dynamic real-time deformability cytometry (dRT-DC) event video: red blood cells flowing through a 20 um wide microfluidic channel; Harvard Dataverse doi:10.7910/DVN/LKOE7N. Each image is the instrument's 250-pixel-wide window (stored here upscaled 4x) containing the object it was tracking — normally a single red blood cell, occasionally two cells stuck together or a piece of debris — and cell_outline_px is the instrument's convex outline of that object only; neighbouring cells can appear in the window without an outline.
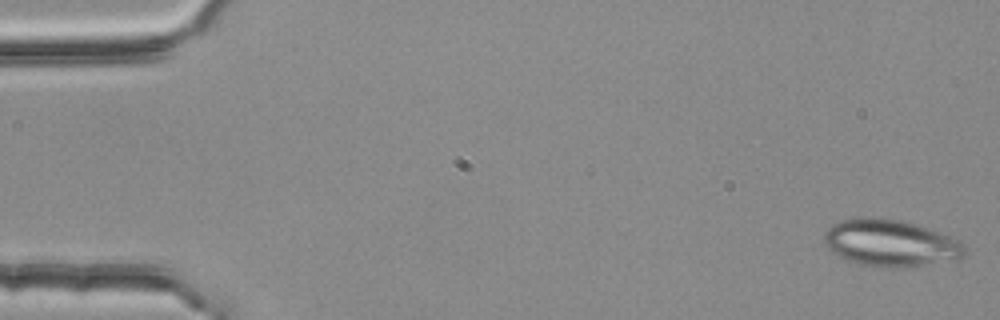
{"species": "common noctule bat (a hibernating species)", "species_latin": "Nyctalus noctula", "temperature_condition": "room temperature", "stored_images_in_passage": 5, "camera_frame_rate_fps": 3000, "um_per_image_px": 0.085, "animal": {"sex": "female", "body_mass_g": 25.1}, "frame": {"image": 1, "passage_image": 1, "time_ms": 0.0, "image_size_px": [1000, 320], "cell_outline_px": [[964, 256], [956, 260], [900, 268], [860, 264], [848, 260], [832, 252], [824, 244], [824, 232], [832, 224], [840, 220], [868, 216], [904, 220], [928, 228], [960, 240], [964, 244]], "centroid_in_image_um": [75.69, 20.64], "position_along_channel_um": 9.3, "area_um2": 38.49}}